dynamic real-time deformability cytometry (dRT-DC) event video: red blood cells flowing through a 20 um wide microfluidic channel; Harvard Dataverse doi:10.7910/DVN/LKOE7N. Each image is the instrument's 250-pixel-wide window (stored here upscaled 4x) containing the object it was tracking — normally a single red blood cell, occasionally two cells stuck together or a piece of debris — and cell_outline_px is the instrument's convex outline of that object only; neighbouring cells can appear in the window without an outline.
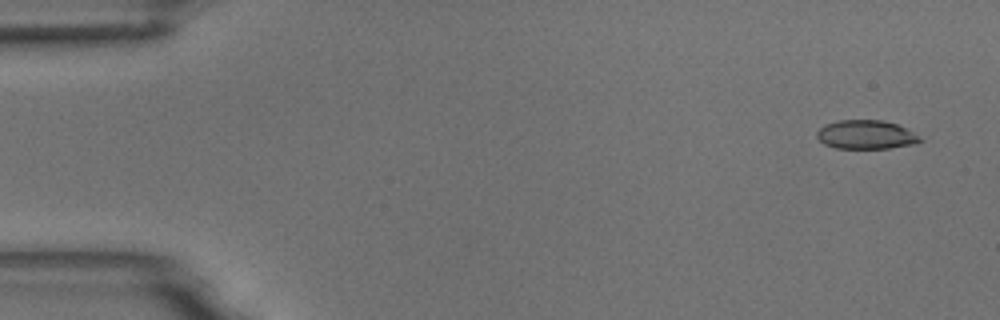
{"species": "common noctule bat (a hibernating species)", "species_latin": "Nyctalus noctula", "temperature_condition": "room temperature", "stored_images_in_passage": 54, "camera_frame_rate_fps": 3000, "um_per_image_px": 0.085, "animal": {"sex": "male", "body_mass_g": 18.8}, "frame": {"image": 1, "passage_image": 3, "time_ms": 0.667, "image_size_px": [1000, 320], "cell_outline_px": [[924, 140], [912, 144], [888, 148], [836, 148], [824, 144], [816, 136], [816, 132], [824, 124], [836, 120], [880, 120], [896, 124], [912, 132]], "centroid_in_image_um": [73.55, 11.44], "position_along_channel_um": 11.4, "area_um2": 17.17}}
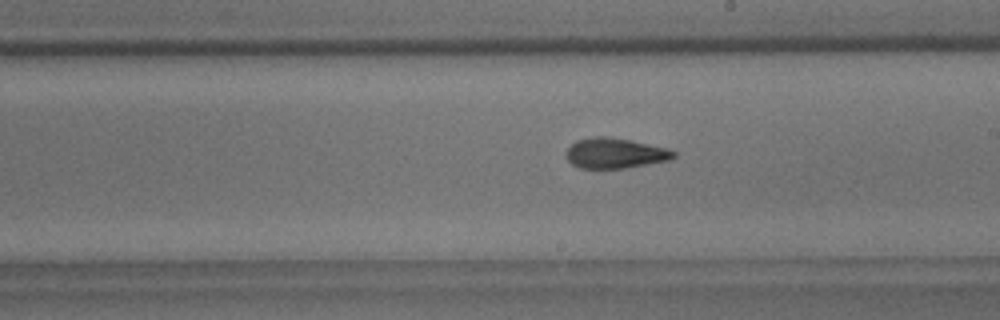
{"frame": {"image": 2, "passage_image": 31, "time_ms": 10.0, "image_size_px": [1000, 320], "cell_outline_px": [[676, 156], [672, 160], [624, 168], [580, 168], [572, 164], [564, 156], [568, 148], [576, 140], [596, 136], [608, 136], [668, 148], [676, 152]], "centroid_in_image_um": [52.29, 13.02], "position_along_channel_um": 236.7, "area_um2": 19.02}}
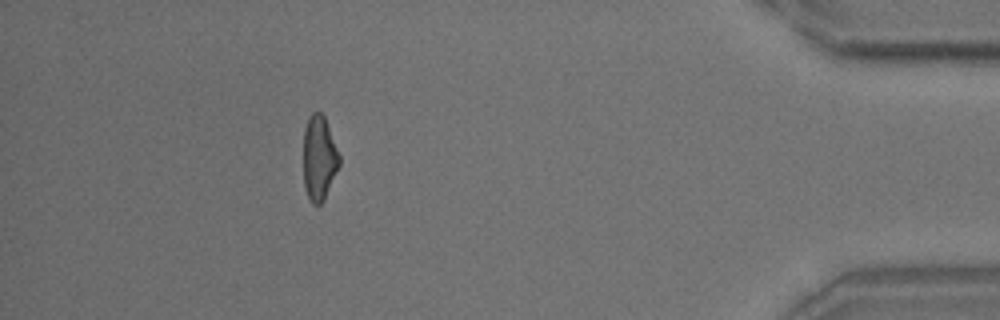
{"frame": {"image": 3, "passage_image": 49, "time_ms": 16.0, "image_size_px": [1000, 320], "cell_outline_px": [[340, 164], [324, 200], [320, 204], [312, 204], [308, 196], [304, 184], [304, 128], [312, 112], [320, 112], [324, 116], [340, 156]], "centroid_in_image_um": [27.13, 13.44], "position_along_channel_um": 408.1, "area_um2": 17.51}, "authors_computed_cell_mechanics": {"area_um2": 18.6405, "velocity_mm_per_s": 3.7299, "shape_relaxation_time_tau1_ms": 5.7721, "shape_relaxation_time_tau2_ms": 2.224, "deformation_change_tau1": 0.1862, "deformation_change_tau2": 0.1065}}